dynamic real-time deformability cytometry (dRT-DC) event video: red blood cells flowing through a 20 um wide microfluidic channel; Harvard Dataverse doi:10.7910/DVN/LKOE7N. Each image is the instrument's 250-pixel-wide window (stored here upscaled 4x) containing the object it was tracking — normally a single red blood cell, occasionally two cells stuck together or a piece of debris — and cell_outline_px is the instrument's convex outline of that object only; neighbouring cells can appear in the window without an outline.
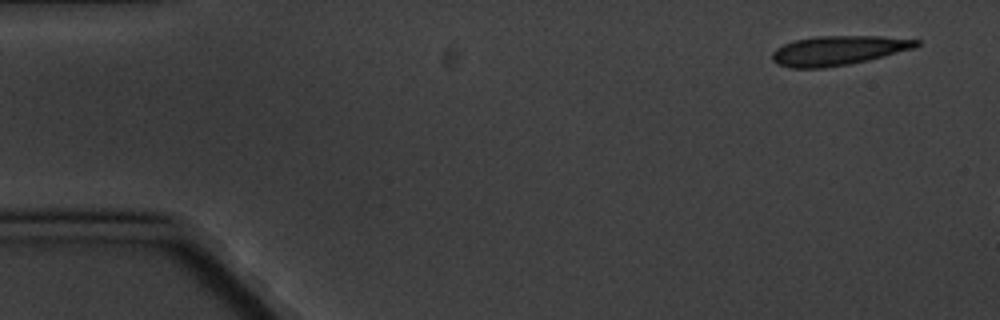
{"species": "common noctule bat (a hibernating species)", "species_latin": "Nyctalus noctula", "temperature_condition": "cold", "stored_images_in_passage": 3, "camera_frame_rate_fps": 3000, "um_per_image_px": 0.085, "animal": {"sex": "male", "body_mass_g": 20.1, "forearm_length_mm": 53.5}, "frame": {"image": 1, "passage_image": 1, "time_ms": 0.0, "image_size_px": [1000, 320], "cell_outline_px": [[920, 44], [916, 48], [868, 60], [848, 64], [824, 68], [792, 68], [776, 64], [772, 60], [772, 52], [776, 48], [792, 40], [816, 36], [880, 36], [920, 40]], "centroid_in_image_um": [71.23, 4.29], "position_along_channel_um": 13.8, "area_um2": 24.85}}